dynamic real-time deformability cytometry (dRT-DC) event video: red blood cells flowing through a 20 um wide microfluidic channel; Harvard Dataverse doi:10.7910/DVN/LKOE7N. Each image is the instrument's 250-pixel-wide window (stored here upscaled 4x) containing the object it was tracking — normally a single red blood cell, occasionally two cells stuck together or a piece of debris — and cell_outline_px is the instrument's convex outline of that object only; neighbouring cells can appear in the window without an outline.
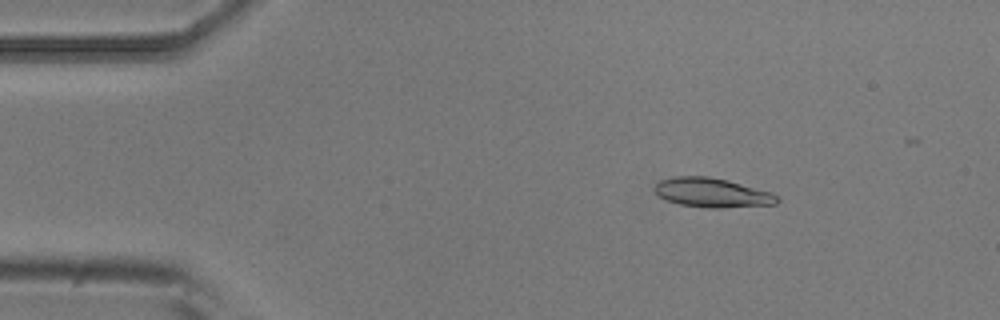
{"species": "common noctule bat (a hibernating species)", "species_latin": "Nyctalus noctula", "temperature_condition": "room temperature", "stored_images_in_passage": 46, "camera_frame_rate_fps": 3000, "um_per_image_px": 0.085, "animal": {"sex": "male", "body_mass_g": 20.5, "forearm_length_mm": 52.5}, "frame": {"image": 1, "passage_image": 4, "time_ms": 1.0, "image_size_px": [1000, 320], "cell_outline_px": [[780, 200], [776, 204], [720, 208], [708, 208], [680, 204], [668, 200], [660, 196], [652, 188], [660, 180], [676, 176], [708, 176], [728, 180], [772, 192], [780, 196]], "centroid_in_image_um": [60.57, 16.37], "position_along_channel_um": 24.4, "area_um2": 20.98}}
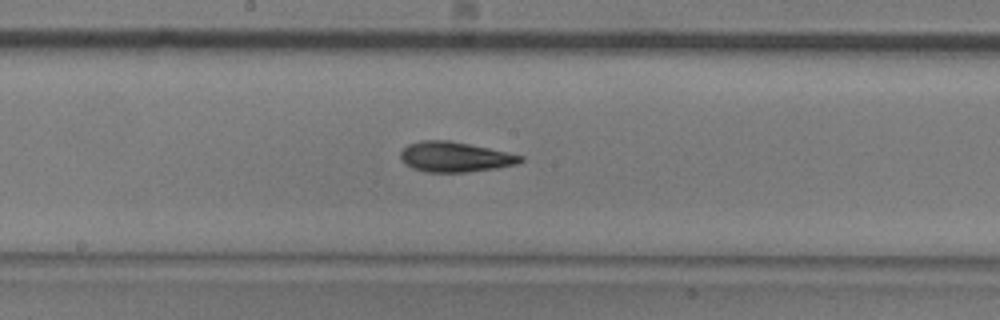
{"frame": {"image": 2, "passage_image": 24, "time_ms": 7.667, "image_size_px": [1000, 320], "cell_outline_px": [[524, 160], [520, 164], [496, 168], [464, 172], [424, 172], [412, 168], [400, 156], [400, 152], [408, 144], [420, 140], [448, 140], [488, 148], [524, 156]], "centroid_in_image_um": [38.69, 13.34], "position_along_channel_um": 209.5, "area_um2": 20.92}}
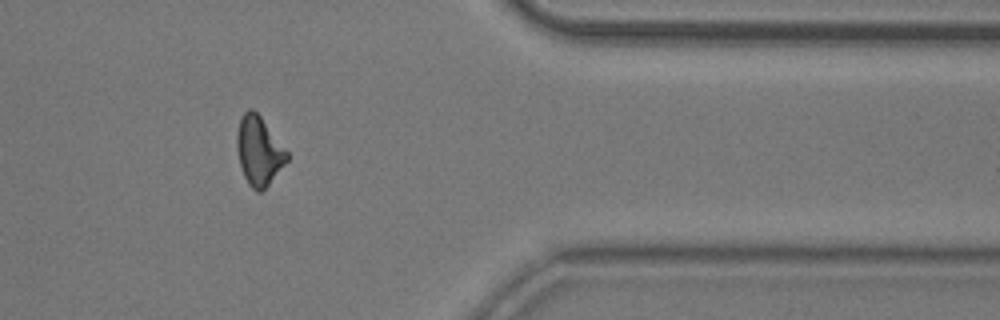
{"frame": {"image": 3, "passage_image": 40, "time_ms": 13.0, "image_size_px": [1000, 320], "cell_outline_px": [[288, 160], [268, 184], [260, 192], [256, 192], [248, 184], [244, 176], [240, 164], [236, 148], [236, 132], [240, 120], [244, 112], [248, 108], [252, 108], [260, 116], [288, 152]], "centroid_in_image_um": [21.98, 12.81], "position_along_channel_um": 389.4, "area_um2": 19.88}, "authors_computed_cell_mechanics": {"area_um2": 20.1433, "velocity_mm_per_s": 3.754, "shape_relaxation_time_tau1_ms": 5.1152, "shape_relaxation_time_tau2_ms": 4.9259, "deformation_change_tau1": 0.1607, "deformation_change_tau2": 0.1368}}